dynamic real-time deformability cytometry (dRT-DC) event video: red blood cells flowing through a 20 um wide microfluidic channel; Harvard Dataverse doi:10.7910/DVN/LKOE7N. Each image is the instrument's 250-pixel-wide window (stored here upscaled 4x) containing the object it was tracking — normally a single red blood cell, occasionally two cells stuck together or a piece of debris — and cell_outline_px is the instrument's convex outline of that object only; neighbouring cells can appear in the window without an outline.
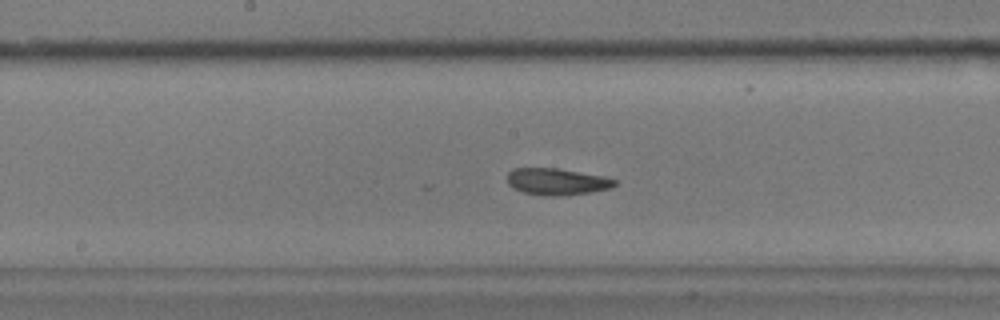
{"species": "common noctule bat (a hibernating species)", "species_latin": "Nyctalus noctula", "temperature_condition": "warm", "stored_images_in_passage": 45, "camera_frame_rate_fps": 3000, "um_per_image_px": 0.085, "animal": {"sex": "male", "body_mass_g": 17.9}, "frame": {"image": 1, "passage_image": 18, "time_ms": 5.667, "image_size_px": [1000, 320], "cell_outline_px": [[616, 184], [612, 188], [568, 196], [544, 196], [524, 192], [508, 184], [508, 172], [512, 168], [556, 168], [604, 176], [616, 180]], "centroid_in_image_um": [47.35, 15.44], "position_along_channel_um": 200.8, "area_um2": 16.76}}
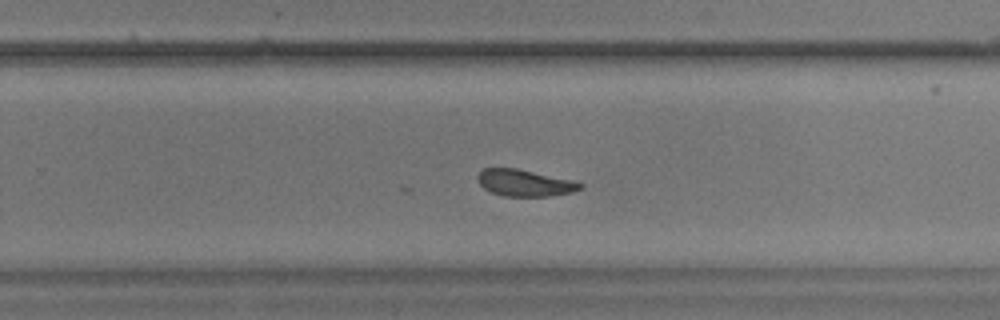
{"frame": {"image": 2, "passage_image": 25, "time_ms": 8.0, "image_size_px": [1000, 320], "cell_outline_px": [[584, 184], [580, 188], [572, 192], [548, 196], [504, 196], [492, 192], [484, 188], [476, 180], [476, 176], [484, 168], [516, 168], [572, 180]], "centroid_in_image_um": [44.56, 15.54], "position_along_channel_um": 285.2, "area_um2": 15.78}}
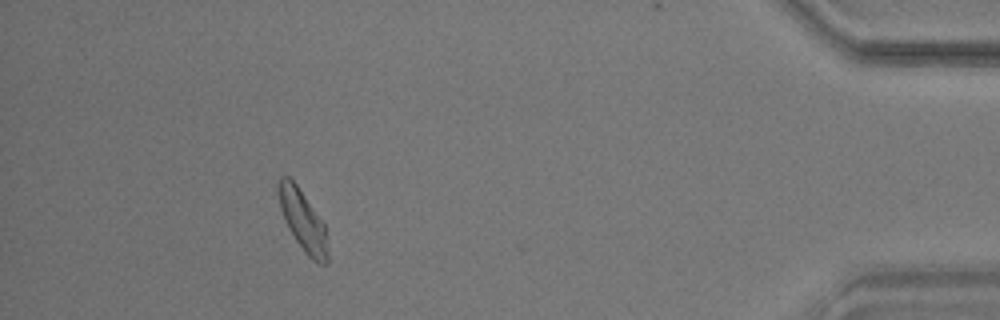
{"frame": {"image": 3, "passage_image": 40, "time_ms": 13.0, "image_size_px": [1000, 320], "cell_outline_px": [[328, 264], [316, 264], [304, 252], [288, 228], [284, 220], [280, 208], [276, 192], [276, 184], [280, 176], [288, 176], [296, 184], [324, 224], [328, 252]], "centroid_in_image_um": [25.7, 18.75], "position_along_channel_um": 409.5, "area_um2": 17.51}, "authors_computed_cell_mechanics": {"area_um2": 17.2822, "velocity_mm_per_s": 3.6367, "shape_relaxation_time_tau1_ms": null, "shape_relaxation_time_tau2_ms": 8.273, "deformation_change_tau1": null, "deformation_change_tau2": 0.1094}}